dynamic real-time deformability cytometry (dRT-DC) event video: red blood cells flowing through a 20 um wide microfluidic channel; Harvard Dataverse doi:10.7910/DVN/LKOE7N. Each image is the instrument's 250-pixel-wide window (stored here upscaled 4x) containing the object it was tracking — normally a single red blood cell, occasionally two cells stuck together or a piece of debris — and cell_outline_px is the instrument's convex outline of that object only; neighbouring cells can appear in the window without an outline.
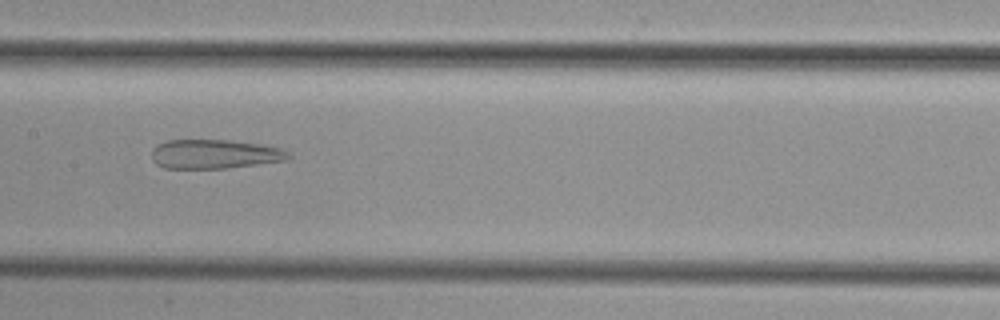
{"species": "common noctule bat (a hibernating species)", "species_latin": "Nyctalus noctula", "temperature_condition": "cold", "stored_images_in_passage": 49, "camera_frame_rate_fps": 3000, "um_per_image_px": 0.085, "animal": {"sex": "female", "body_mass_g": 29.2, "forearm_length_mm": 56.3}, "frame": {"image": 1, "passage_image": 25, "time_ms": 8.0, "image_size_px": [1000, 320], "cell_outline_px": [[292, 156], [288, 160], [228, 168], [164, 168], [156, 164], [152, 160], [152, 148], [156, 144], [168, 140], [228, 140], [260, 144], [280, 148], [292, 152]], "centroid_in_image_um": [18.26, 13.1], "position_along_channel_um": 189.1, "area_um2": 23.47}}
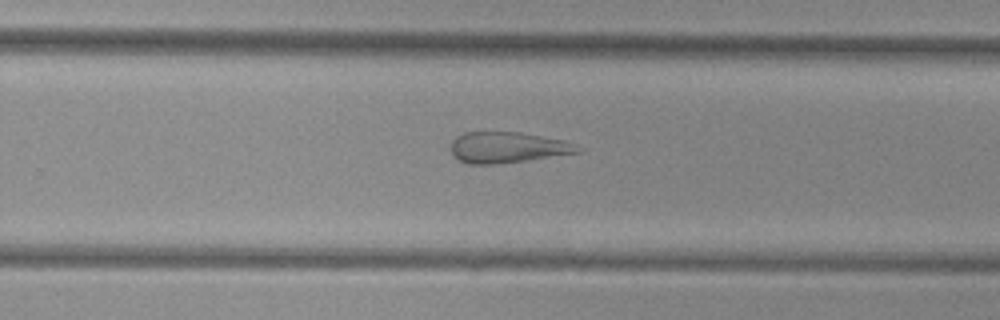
{"frame": {"image": 2, "passage_image": 32, "time_ms": 10.333, "image_size_px": [1000, 320], "cell_outline_px": [[584, 152], [496, 164], [468, 164], [452, 156], [452, 140], [456, 136], [464, 132], [520, 132], [564, 140], [584, 148]], "centroid_in_image_um": [43.17, 12.53], "position_along_channel_um": 286.6, "area_um2": 22.95}}
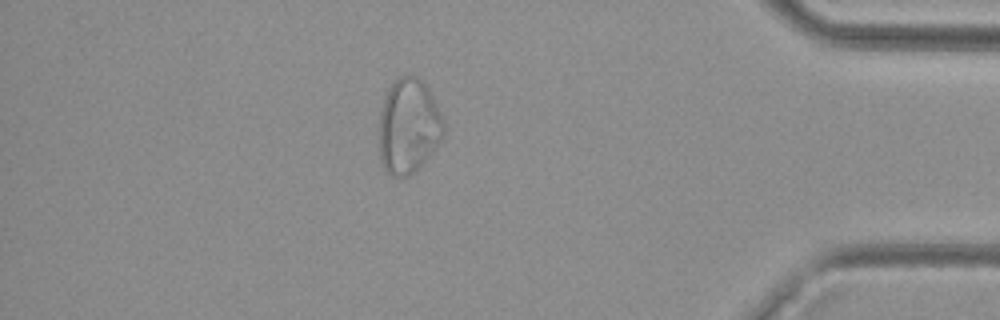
{"frame": {"image": 3, "passage_image": 43, "time_ms": 14.0, "image_size_px": [1000, 320], "cell_outline_px": [[444, 136], [440, 144], [408, 176], [392, 176], [384, 172], [380, 160], [380, 112], [388, 88], [396, 76], [416, 76], [428, 88], [444, 120]], "centroid_in_image_um": [34.72, 10.72], "position_along_channel_um": 400.5, "area_um2": 35.6}}